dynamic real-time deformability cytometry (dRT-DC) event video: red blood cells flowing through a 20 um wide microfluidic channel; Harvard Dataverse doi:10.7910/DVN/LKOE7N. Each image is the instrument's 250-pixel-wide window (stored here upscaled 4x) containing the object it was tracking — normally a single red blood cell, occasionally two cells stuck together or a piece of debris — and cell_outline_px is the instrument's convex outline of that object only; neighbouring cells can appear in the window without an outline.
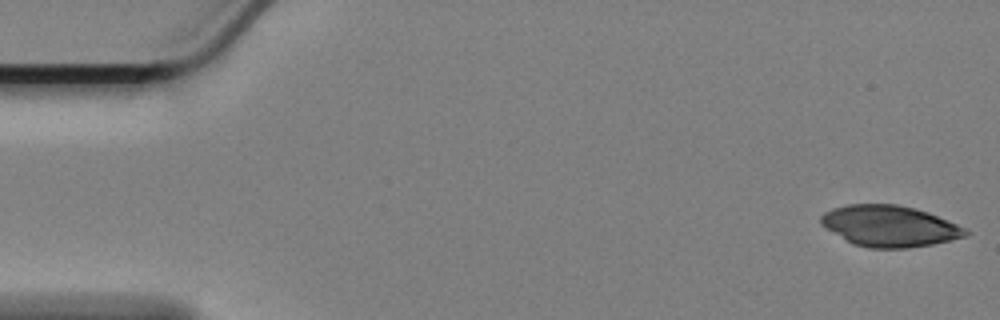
{"species": "Egyptian fruit bat (a non-hibernating species)", "species_latin": "Rousettus aegyptiacus", "temperature_condition": "cold", "stored_images_in_passage": 12, "camera_frame_rate_fps": 3000, "um_per_image_px": 0.085, "animal": {"sex": "female"}, "frame": {"image": 1, "passage_image": 1, "time_ms": 0.0, "image_size_px": [1000, 320], "cell_outline_px": [[972, 232], [964, 236], [932, 244], [908, 248], [868, 248], [852, 244], [820, 224], [820, 216], [824, 212], [832, 208], [848, 204], [896, 204], [928, 212], [956, 224]], "centroid_in_image_um": [75.57, 19.21], "position_along_channel_um": 9.4, "area_um2": 34.45}}